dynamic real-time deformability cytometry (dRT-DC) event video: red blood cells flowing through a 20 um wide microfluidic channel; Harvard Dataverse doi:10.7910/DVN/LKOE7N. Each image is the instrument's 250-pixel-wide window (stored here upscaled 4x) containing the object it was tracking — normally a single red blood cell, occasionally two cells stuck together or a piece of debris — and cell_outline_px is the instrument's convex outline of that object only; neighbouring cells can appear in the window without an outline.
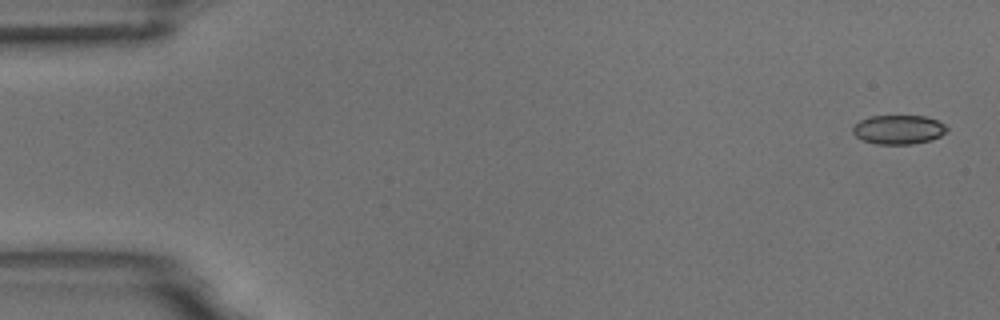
{"species": "common noctule bat (a hibernating species)", "species_latin": "Nyctalus noctula", "temperature_condition": "room temperature", "stored_images_in_passage": 5, "camera_frame_rate_fps": 3000, "um_per_image_px": 0.085, "animal": {"sex": "male", "body_mass_g": 18.8}, "frame": {"image": 1, "passage_image": 1, "time_ms": 0.0, "image_size_px": [1000, 320], "cell_outline_px": [[948, 128], [940, 136], [932, 140], [912, 144], [876, 144], [864, 140], [856, 136], [852, 132], [852, 128], [860, 120], [868, 116], [924, 116], [936, 120], [944, 124]], "centroid_in_image_um": [76.36, 11.01], "position_along_channel_um": 8.6, "area_um2": 15.9}}
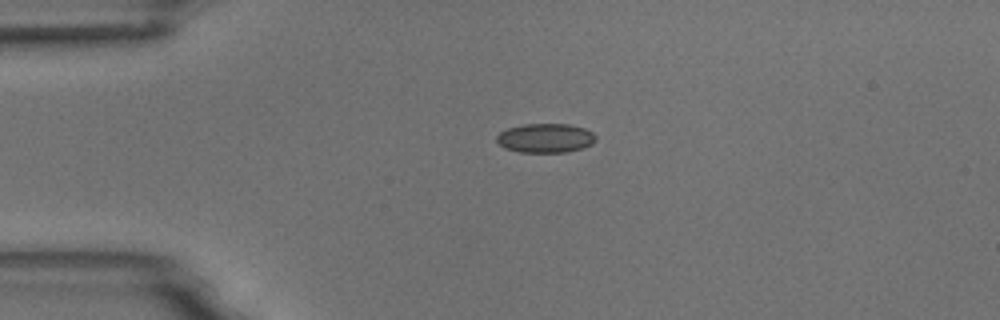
{"frame": {"image": 2, "passage_image": 4, "time_ms": 3.667, "image_size_px": [1000, 320], "cell_outline_px": [[596, 140], [592, 144], [580, 148], [564, 152], [520, 152], [504, 148], [496, 140], [496, 136], [500, 132], [508, 128], [524, 124], [568, 124], [584, 128], [592, 132], [596, 136]], "centroid_in_image_um": [46.35, 11.73], "position_along_channel_um": 38.6, "area_um2": 16.76}}